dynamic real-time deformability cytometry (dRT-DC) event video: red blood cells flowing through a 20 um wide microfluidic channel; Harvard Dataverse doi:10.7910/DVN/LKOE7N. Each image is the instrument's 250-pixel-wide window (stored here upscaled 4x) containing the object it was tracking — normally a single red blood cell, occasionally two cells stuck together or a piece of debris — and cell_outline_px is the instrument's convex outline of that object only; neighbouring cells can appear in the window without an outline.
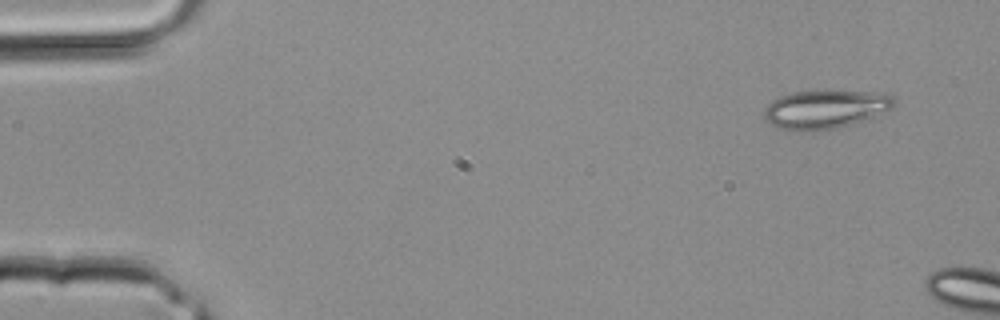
{"species": "common noctule bat (a hibernating species)", "species_latin": "Nyctalus noctula", "temperature_condition": "room temperature", "stored_images_in_passage": 3, "camera_frame_rate_fps": 3000, "um_per_image_px": 0.085, "animal": {"sex": "male", "body_mass_g": 20.4}, "frame": {"image": 1, "passage_image": 1, "time_ms": 0.0, "image_size_px": [1000, 320], "cell_outline_px": [[896, 100], [892, 108], [872, 120], [840, 128], [804, 132], [796, 132], [776, 128], [764, 116], [764, 108], [772, 100], [780, 96], [792, 92], [828, 88], [888, 92]], "centroid_in_image_um": [70.25, 9.26], "position_along_channel_um": 14.8, "area_um2": 31.15}}